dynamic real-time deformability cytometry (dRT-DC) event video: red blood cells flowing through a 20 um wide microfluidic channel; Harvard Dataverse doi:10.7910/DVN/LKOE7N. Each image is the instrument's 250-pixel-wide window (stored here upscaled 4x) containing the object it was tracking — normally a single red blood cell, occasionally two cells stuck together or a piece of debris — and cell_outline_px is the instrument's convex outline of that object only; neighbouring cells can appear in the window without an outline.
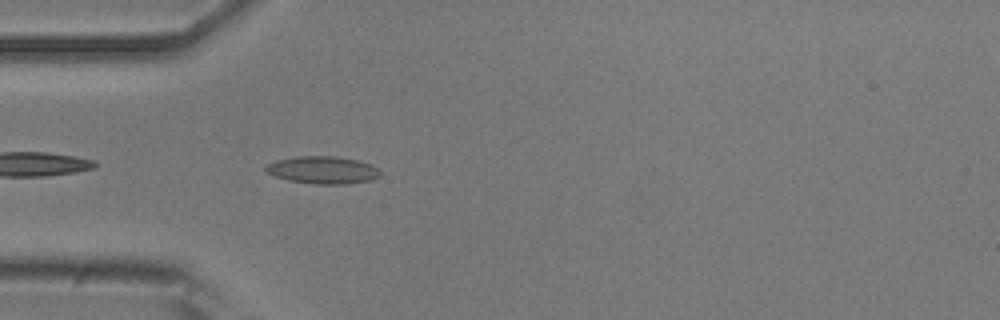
{"species": "common noctule bat (a hibernating species)", "species_latin": "Nyctalus noctula", "temperature_condition": "room temperature", "stored_images_in_passage": 39, "camera_frame_rate_fps": 3000, "um_per_image_px": 0.085, "animal": {"sex": "male", "body_mass_g": 20.5, "forearm_length_mm": 52.5}, "frame": {"image": 1, "passage_image": 2, "time_ms": 0.333, "image_size_px": [1000, 320], "cell_outline_px": [[380, 176], [368, 180], [344, 184], [316, 184], [288, 180], [264, 172], [264, 164], [276, 160], [296, 156], [336, 156], [360, 160], [372, 164], [380, 168]], "centroid_in_image_um": [27.41, 14.43], "position_along_channel_um": 57.6, "area_um2": 18.55}}
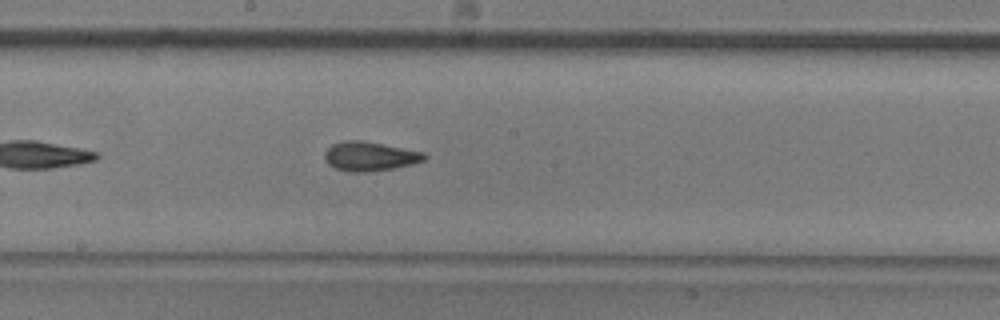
{"frame": {"image": 2, "passage_image": 15, "time_ms": 4.667, "image_size_px": [1000, 320], "cell_outline_px": [[428, 156], [424, 160], [412, 164], [392, 168], [368, 172], [352, 172], [336, 168], [328, 164], [324, 160], [324, 152], [332, 144], [344, 140], [360, 140], [424, 152]], "centroid_in_image_um": [31.4, 13.28], "position_along_channel_um": 216.8, "area_um2": 16.88}}
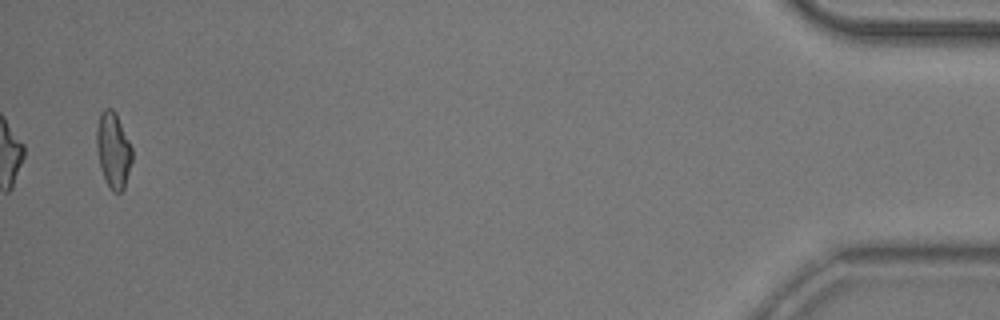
{"frame": {"image": 3, "passage_image": 39, "time_ms": 12.667, "image_size_px": [1000, 320], "cell_outline_px": [[132, 160], [124, 188], [120, 192], [112, 192], [100, 168], [96, 152], [96, 128], [100, 112], [104, 108], [112, 108], [116, 112], [132, 148]], "centroid_in_image_um": [9.61, 12.73], "position_along_channel_um": 425.6, "area_um2": 15.78}, "authors_computed_cell_mechanics": {"area_um2": 16.1262, "velocity_mm_per_s": 3.7231, "shape_relaxation_time_tau1_ms": 7.1728, "shape_relaxation_time_tau2_ms": 2.6323, "deformation_change_tau1": 0.1689, "deformation_change_tau2": 0.0832}}